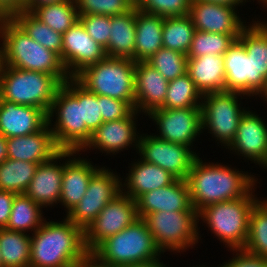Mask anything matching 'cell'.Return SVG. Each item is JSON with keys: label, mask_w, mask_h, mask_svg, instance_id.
I'll return each mask as SVG.
<instances>
[{"label": "cell", "mask_w": 267, "mask_h": 267, "mask_svg": "<svg viewBox=\"0 0 267 267\" xmlns=\"http://www.w3.org/2000/svg\"><path fill=\"white\" fill-rule=\"evenodd\" d=\"M47 123L48 115L42 109L0 98V134L4 137L30 135L40 131Z\"/></svg>", "instance_id": "cell-21"}, {"label": "cell", "mask_w": 267, "mask_h": 267, "mask_svg": "<svg viewBox=\"0 0 267 267\" xmlns=\"http://www.w3.org/2000/svg\"><path fill=\"white\" fill-rule=\"evenodd\" d=\"M236 170L221 163H203L200 157L195 160L186 182L197 212L208 205L242 198L254 188L255 176Z\"/></svg>", "instance_id": "cell-1"}, {"label": "cell", "mask_w": 267, "mask_h": 267, "mask_svg": "<svg viewBox=\"0 0 267 267\" xmlns=\"http://www.w3.org/2000/svg\"><path fill=\"white\" fill-rule=\"evenodd\" d=\"M135 64L130 58L105 57L74 78L90 92L125 101L135 109Z\"/></svg>", "instance_id": "cell-5"}, {"label": "cell", "mask_w": 267, "mask_h": 267, "mask_svg": "<svg viewBox=\"0 0 267 267\" xmlns=\"http://www.w3.org/2000/svg\"><path fill=\"white\" fill-rule=\"evenodd\" d=\"M138 217L159 211H188L192 207L186 180L176 179L172 184L142 194L137 200Z\"/></svg>", "instance_id": "cell-24"}, {"label": "cell", "mask_w": 267, "mask_h": 267, "mask_svg": "<svg viewBox=\"0 0 267 267\" xmlns=\"http://www.w3.org/2000/svg\"><path fill=\"white\" fill-rule=\"evenodd\" d=\"M76 267H116L102 262L92 252H88L76 265Z\"/></svg>", "instance_id": "cell-49"}, {"label": "cell", "mask_w": 267, "mask_h": 267, "mask_svg": "<svg viewBox=\"0 0 267 267\" xmlns=\"http://www.w3.org/2000/svg\"><path fill=\"white\" fill-rule=\"evenodd\" d=\"M105 57L104 48L88 35L80 21L63 34L60 59L70 78H74L84 68L98 63Z\"/></svg>", "instance_id": "cell-15"}, {"label": "cell", "mask_w": 267, "mask_h": 267, "mask_svg": "<svg viewBox=\"0 0 267 267\" xmlns=\"http://www.w3.org/2000/svg\"><path fill=\"white\" fill-rule=\"evenodd\" d=\"M131 164L127 178L121 184L122 192L133 200H137L142 194L172 184L177 178L170 172L148 162L138 159ZM127 182V183H126Z\"/></svg>", "instance_id": "cell-26"}, {"label": "cell", "mask_w": 267, "mask_h": 267, "mask_svg": "<svg viewBox=\"0 0 267 267\" xmlns=\"http://www.w3.org/2000/svg\"><path fill=\"white\" fill-rule=\"evenodd\" d=\"M0 40L5 66L50 74L62 84L70 78L60 56L29 37L11 17L0 18Z\"/></svg>", "instance_id": "cell-3"}, {"label": "cell", "mask_w": 267, "mask_h": 267, "mask_svg": "<svg viewBox=\"0 0 267 267\" xmlns=\"http://www.w3.org/2000/svg\"><path fill=\"white\" fill-rule=\"evenodd\" d=\"M76 153L79 155V152L68 151L69 159L67 158V161L63 162V178L59 203L67 209V214L85 195L92 175L99 169V166H93L90 160L88 161L81 157L76 158Z\"/></svg>", "instance_id": "cell-23"}, {"label": "cell", "mask_w": 267, "mask_h": 267, "mask_svg": "<svg viewBox=\"0 0 267 267\" xmlns=\"http://www.w3.org/2000/svg\"><path fill=\"white\" fill-rule=\"evenodd\" d=\"M169 81L147 61L135 64V110L146 116L164 105Z\"/></svg>", "instance_id": "cell-22"}, {"label": "cell", "mask_w": 267, "mask_h": 267, "mask_svg": "<svg viewBox=\"0 0 267 267\" xmlns=\"http://www.w3.org/2000/svg\"><path fill=\"white\" fill-rule=\"evenodd\" d=\"M136 201L121 192L111 200L84 231V246L92 252L106 238L138 219Z\"/></svg>", "instance_id": "cell-13"}, {"label": "cell", "mask_w": 267, "mask_h": 267, "mask_svg": "<svg viewBox=\"0 0 267 267\" xmlns=\"http://www.w3.org/2000/svg\"><path fill=\"white\" fill-rule=\"evenodd\" d=\"M8 158L7 138L0 134V164Z\"/></svg>", "instance_id": "cell-52"}, {"label": "cell", "mask_w": 267, "mask_h": 267, "mask_svg": "<svg viewBox=\"0 0 267 267\" xmlns=\"http://www.w3.org/2000/svg\"><path fill=\"white\" fill-rule=\"evenodd\" d=\"M138 112L133 109L125 118L103 122L93 133L90 141L81 150L98 149L102 153L116 154L127 147L134 146L138 149L139 133L136 128ZM137 132V134H136ZM137 137V138H136ZM133 143V144H132ZM116 152V153H115Z\"/></svg>", "instance_id": "cell-18"}, {"label": "cell", "mask_w": 267, "mask_h": 267, "mask_svg": "<svg viewBox=\"0 0 267 267\" xmlns=\"http://www.w3.org/2000/svg\"><path fill=\"white\" fill-rule=\"evenodd\" d=\"M122 267H168V266H166V264H163V262H160V259H156L145 263L126 265Z\"/></svg>", "instance_id": "cell-53"}, {"label": "cell", "mask_w": 267, "mask_h": 267, "mask_svg": "<svg viewBox=\"0 0 267 267\" xmlns=\"http://www.w3.org/2000/svg\"><path fill=\"white\" fill-rule=\"evenodd\" d=\"M62 85L50 74L4 66L0 73V98L37 107L48 115Z\"/></svg>", "instance_id": "cell-6"}, {"label": "cell", "mask_w": 267, "mask_h": 267, "mask_svg": "<svg viewBox=\"0 0 267 267\" xmlns=\"http://www.w3.org/2000/svg\"><path fill=\"white\" fill-rule=\"evenodd\" d=\"M258 1V0H257ZM261 3H263V7L267 8V0H259Z\"/></svg>", "instance_id": "cell-57"}, {"label": "cell", "mask_w": 267, "mask_h": 267, "mask_svg": "<svg viewBox=\"0 0 267 267\" xmlns=\"http://www.w3.org/2000/svg\"><path fill=\"white\" fill-rule=\"evenodd\" d=\"M232 91H218L203 95L201 100L202 130L208 129L217 144L226 149L234 140L239 121L247 109L240 107L239 96ZM242 108V109H241Z\"/></svg>", "instance_id": "cell-10"}, {"label": "cell", "mask_w": 267, "mask_h": 267, "mask_svg": "<svg viewBox=\"0 0 267 267\" xmlns=\"http://www.w3.org/2000/svg\"><path fill=\"white\" fill-rule=\"evenodd\" d=\"M236 39L232 35L195 31L187 57L224 55Z\"/></svg>", "instance_id": "cell-40"}, {"label": "cell", "mask_w": 267, "mask_h": 267, "mask_svg": "<svg viewBox=\"0 0 267 267\" xmlns=\"http://www.w3.org/2000/svg\"><path fill=\"white\" fill-rule=\"evenodd\" d=\"M190 3L191 0H142L136 8L162 17H176L188 15Z\"/></svg>", "instance_id": "cell-43"}, {"label": "cell", "mask_w": 267, "mask_h": 267, "mask_svg": "<svg viewBox=\"0 0 267 267\" xmlns=\"http://www.w3.org/2000/svg\"><path fill=\"white\" fill-rule=\"evenodd\" d=\"M196 29L189 15L164 17L163 47L188 54Z\"/></svg>", "instance_id": "cell-35"}, {"label": "cell", "mask_w": 267, "mask_h": 267, "mask_svg": "<svg viewBox=\"0 0 267 267\" xmlns=\"http://www.w3.org/2000/svg\"><path fill=\"white\" fill-rule=\"evenodd\" d=\"M152 233L155 245L164 254L183 252L198 243V212L192 206L188 211H159L143 217Z\"/></svg>", "instance_id": "cell-8"}, {"label": "cell", "mask_w": 267, "mask_h": 267, "mask_svg": "<svg viewBox=\"0 0 267 267\" xmlns=\"http://www.w3.org/2000/svg\"><path fill=\"white\" fill-rule=\"evenodd\" d=\"M8 158L42 164L62 150L56 144L48 123L30 135L7 138Z\"/></svg>", "instance_id": "cell-20"}, {"label": "cell", "mask_w": 267, "mask_h": 267, "mask_svg": "<svg viewBox=\"0 0 267 267\" xmlns=\"http://www.w3.org/2000/svg\"><path fill=\"white\" fill-rule=\"evenodd\" d=\"M42 207L25 194H16L12 202L10 218L6 229L33 233L45 221Z\"/></svg>", "instance_id": "cell-32"}, {"label": "cell", "mask_w": 267, "mask_h": 267, "mask_svg": "<svg viewBox=\"0 0 267 267\" xmlns=\"http://www.w3.org/2000/svg\"><path fill=\"white\" fill-rule=\"evenodd\" d=\"M88 35L102 48L108 46L111 30V16L108 15H79Z\"/></svg>", "instance_id": "cell-44"}, {"label": "cell", "mask_w": 267, "mask_h": 267, "mask_svg": "<svg viewBox=\"0 0 267 267\" xmlns=\"http://www.w3.org/2000/svg\"><path fill=\"white\" fill-rule=\"evenodd\" d=\"M67 157L68 151H61L52 160L39 164L32 181L24 192L42 208L59 203L63 178V163L61 164L60 161Z\"/></svg>", "instance_id": "cell-19"}, {"label": "cell", "mask_w": 267, "mask_h": 267, "mask_svg": "<svg viewBox=\"0 0 267 267\" xmlns=\"http://www.w3.org/2000/svg\"><path fill=\"white\" fill-rule=\"evenodd\" d=\"M191 1H200V2H210L215 4H222L230 7L236 8L237 6L244 5L243 3L246 2V0H191ZM247 2H249L247 0Z\"/></svg>", "instance_id": "cell-51"}, {"label": "cell", "mask_w": 267, "mask_h": 267, "mask_svg": "<svg viewBox=\"0 0 267 267\" xmlns=\"http://www.w3.org/2000/svg\"><path fill=\"white\" fill-rule=\"evenodd\" d=\"M259 96L263 97V100L267 102V80L264 90L259 94Z\"/></svg>", "instance_id": "cell-55"}, {"label": "cell", "mask_w": 267, "mask_h": 267, "mask_svg": "<svg viewBox=\"0 0 267 267\" xmlns=\"http://www.w3.org/2000/svg\"><path fill=\"white\" fill-rule=\"evenodd\" d=\"M240 32L238 40L255 65V96L265 88L267 80V22L252 21ZM248 27V28H247Z\"/></svg>", "instance_id": "cell-28"}, {"label": "cell", "mask_w": 267, "mask_h": 267, "mask_svg": "<svg viewBox=\"0 0 267 267\" xmlns=\"http://www.w3.org/2000/svg\"><path fill=\"white\" fill-rule=\"evenodd\" d=\"M79 15H120L133 6L128 0H75Z\"/></svg>", "instance_id": "cell-42"}, {"label": "cell", "mask_w": 267, "mask_h": 267, "mask_svg": "<svg viewBox=\"0 0 267 267\" xmlns=\"http://www.w3.org/2000/svg\"><path fill=\"white\" fill-rule=\"evenodd\" d=\"M254 189L242 198L208 205L198 212V219L208 224L207 227L229 250L243 249L245 246L249 216L260 200L253 194Z\"/></svg>", "instance_id": "cell-7"}, {"label": "cell", "mask_w": 267, "mask_h": 267, "mask_svg": "<svg viewBox=\"0 0 267 267\" xmlns=\"http://www.w3.org/2000/svg\"><path fill=\"white\" fill-rule=\"evenodd\" d=\"M63 220H45L32 233L29 267H76L88 253L84 231L66 216Z\"/></svg>", "instance_id": "cell-2"}, {"label": "cell", "mask_w": 267, "mask_h": 267, "mask_svg": "<svg viewBox=\"0 0 267 267\" xmlns=\"http://www.w3.org/2000/svg\"><path fill=\"white\" fill-rule=\"evenodd\" d=\"M225 82L227 91L255 95V65L246 49L237 39L224 54Z\"/></svg>", "instance_id": "cell-25"}, {"label": "cell", "mask_w": 267, "mask_h": 267, "mask_svg": "<svg viewBox=\"0 0 267 267\" xmlns=\"http://www.w3.org/2000/svg\"><path fill=\"white\" fill-rule=\"evenodd\" d=\"M143 135V136H142ZM140 134L138 151L140 159L158 165L177 179L186 180L195 160L199 157L192 147L156 138L153 134Z\"/></svg>", "instance_id": "cell-12"}, {"label": "cell", "mask_w": 267, "mask_h": 267, "mask_svg": "<svg viewBox=\"0 0 267 267\" xmlns=\"http://www.w3.org/2000/svg\"><path fill=\"white\" fill-rule=\"evenodd\" d=\"M30 233L0 228V255L3 267H29Z\"/></svg>", "instance_id": "cell-31"}, {"label": "cell", "mask_w": 267, "mask_h": 267, "mask_svg": "<svg viewBox=\"0 0 267 267\" xmlns=\"http://www.w3.org/2000/svg\"><path fill=\"white\" fill-rule=\"evenodd\" d=\"M202 97L194 81L185 73L169 81L165 102L161 108H201Z\"/></svg>", "instance_id": "cell-37"}, {"label": "cell", "mask_w": 267, "mask_h": 267, "mask_svg": "<svg viewBox=\"0 0 267 267\" xmlns=\"http://www.w3.org/2000/svg\"><path fill=\"white\" fill-rule=\"evenodd\" d=\"M99 167L92 175L85 195L66 217L83 231L94 221L100 211L122 192V180L110 171Z\"/></svg>", "instance_id": "cell-11"}, {"label": "cell", "mask_w": 267, "mask_h": 267, "mask_svg": "<svg viewBox=\"0 0 267 267\" xmlns=\"http://www.w3.org/2000/svg\"><path fill=\"white\" fill-rule=\"evenodd\" d=\"M92 253L102 262L116 267L153 261L162 254L146 222L140 217L122 231L106 238Z\"/></svg>", "instance_id": "cell-4"}, {"label": "cell", "mask_w": 267, "mask_h": 267, "mask_svg": "<svg viewBox=\"0 0 267 267\" xmlns=\"http://www.w3.org/2000/svg\"><path fill=\"white\" fill-rule=\"evenodd\" d=\"M235 9L222 4L191 1L188 15L197 31L232 35L237 40L247 24Z\"/></svg>", "instance_id": "cell-17"}, {"label": "cell", "mask_w": 267, "mask_h": 267, "mask_svg": "<svg viewBox=\"0 0 267 267\" xmlns=\"http://www.w3.org/2000/svg\"><path fill=\"white\" fill-rule=\"evenodd\" d=\"M31 13L52 30L61 34L67 32L71 26L79 21L75 0L44 5L35 8Z\"/></svg>", "instance_id": "cell-36"}, {"label": "cell", "mask_w": 267, "mask_h": 267, "mask_svg": "<svg viewBox=\"0 0 267 267\" xmlns=\"http://www.w3.org/2000/svg\"><path fill=\"white\" fill-rule=\"evenodd\" d=\"M64 1L65 0H24L22 10L32 12L35 8Z\"/></svg>", "instance_id": "cell-50"}, {"label": "cell", "mask_w": 267, "mask_h": 267, "mask_svg": "<svg viewBox=\"0 0 267 267\" xmlns=\"http://www.w3.org/2000/svg\"><path fill=\"white\" fill-rule=\"evenodd\" d=\"M11 18L29 35V37L43 47L52 50L61 56L63 34L52 30L31 12L22 10L16 12Z\"/></svg>", "instance_id": "cell-33"}, {"label": "cell", "mask_w": 267, "mask_h": 267, "mask_svg": "<svg viewBox=\"0 0 267 267\" xmlns=\"http://www.w3.org/2000/svg\"><path fill=\"white\" fill-rule=\"evenodd\" d=\"M15 195L14 192L0 190V228H6L8 224Z\"/></svg>", "instance_id": "cell-47"}, {"label": "cell", "mask_w": 267, "mask_h": 267, "mask_svg": "<svg viewBox=\"0 0 267 267\" xmlns=\"http://www.w3.org/2000/svg\"><path fill=\"white\" fill-rule=\"evenodd\" d=\"M136 7L129 12L111 16V30L106 57L130 58L135 61Z\"/></svg>", "instance_id": "cell-29"}, {"label": "cell", "mask_w": 267, "mask_h": 267, "mask_svg": "<svg viewBox=\"0 0 267 267\" xmlns=\"http://www.w3.org/2000/svg\"><path fill=\"white\" fill-rule=\"evenodd\" d=\"M157 125L156 138L171 143L194 146L193 142L202 131L201 108H158L148 114Z\"/></svg>", "instance_id": "cell-14"}, {"label": "cell", "mask_w": 267, "mask_h": 267, "mask_svg": "<svg viewBox=\"0 0 267 267\" xmlns=\"http://www.w3.org/2000/svg\"><path fill=\"white\" fill-rule=\"evenodd\" d=\"M0 267H3V263H2V260H1V255H0Z\"/></svg>", "instance_id": "cell-58"}, {"label": "cell", "mask_w": 267, "mask_h": 267, "mask_svg": "<svg viewBox=\"0 0 267 267\" xmlns=\"http://www.w3.org/2000/svg\"><path fill=\"white\" fill-rule=\"evenodd\" d=\"M187 73L202 95L227 91L224 55H202L188 58Z\"/></svg>", "instance_id": "cell-27"}, {"label": "cell", "mask_w": 267, "mask_h": 267, "mask_svg": "<svg viewBox=\"0 0 267 267\" xmlns=\"http://www.w3.org/2000/svg\"><path fill=\"white\" fill-rule=\"evenodd\" d=\"M63 85L81 103L82 122L93 133L103 123L98 95L87 90L75 78H69Z\"/></svg>", "instance_id": "cell-39"}, {"label": "cell", "mask_w": 267, "mask_h": 267, "mask_svg": "<svg viewBox=\"0 0 267 267\" xmlns=\"http://www.w3.org/2000/svg\"><path fill=\"white\" fill-rule=\"evenodd\" d=\"M231 251L237 252L236 255L219 267H267V258L265 257L255 255L245 249Z\"/></svg>", "instance_id": "cell-46"}, {"label": "cell", "mask_w": 267, "mask_h": 267, "mask_svg": "<svg viewBox=\"0 0 267 267\" xmlns=\"http://www.w3.org/2000/svg\"><path fill=\"white\" fill-rule=\"evenodd\" d=\"M186 54L162 47L147 62L168 81L187 73Z\"/></svg>", "instance_id": "cell-41"}, {"label": "cell", "mask_w": 267, "mask_h": 267, "mask_svg": "<svg viewBox=\"0 0 267 267\" xmlns=\"http://www.w3.org/2000/svg\"><path fill=\"white\" fill-rule=\"evenodd\" d=\"M0 73L4 68V53H3V42L0 44Z\"/></svg>", "instance_id": "cell-54"}, {"label": "cell", "mask_w": 267, "mask_h": 267, "mask_svg": "<svg viewBox=\"0 0 267 267\" xmlns=\"http://www.w3.org/2000/svg\"><path fill=\"white\" fill-rule=\"evenodd\" d=\"M246 251L267 258V199L259 200L251 210Z\"/></svg>", "instance_id": "cell-38"}, {"label": "cell", "mask_w": 267, "mask_h": 267, "mask_svg": "<svg viewBox=\"0 0 267 267\" xmlns=\"http://www.w3.org/2000/svg\"><path fill=\"white\" fill-rule=\"evenodd\" d=\"M164 17L136 8L135 62L148 61L163 47Z\"/></svg>", "instance_id": "cell-30"}, {"label": "cell", "mask_w": 267, "mask_h": 267, "mask_svg": "<svg viewBox=\"0 0 267 267\" xmlns=\"http://www.w3.org/2000/svg\"><path fill=\"white\" fill-rule=\"evenodd\" d=\"M54 115L56 122L52 125ZM48 125L62 151L81 152L92 136L82 122L81 103L64 85L57 91L48 112Z\"/></svg>", "instance_id": "cell-9"}, {"label": "cell", "mask_w": 267, "mask_h": 267, "mask_svg": "<svg viewBox=\"0 0 267 267\" xmlns=\"http://www.w3.org/2000/svg\"><path fill=\"white\" fill-rule=\"evenodd\" d=\"M38 163L7 158L0 164V190L24 194Z\"/></svg>", "instance_id": "cell-34"}, {"label": "cell", "mask_w": 267, "mask_h": 267, "mask_svg": "<svg viewBox=\"0 0 267 267\" xmlns=\"http://www.w3.org/2000/svg\"><path fill=\"white\" fill-rule=\"evenodd\" d=\"M259 115L245 111L242 115L236 136L227 147L237 155L267 168V124Z\"/></svg>", "instance_id": "cell-16"}, {"label": "cell", "mask_w": 267, "mask_h": 267, "mask_svg": "<svg viewBox=\"0 0 267 267\" xmlns=\"http://www.w3.org/2000/svg\"><path fill=\"white\" fill-rule=\"evenodd\" d=\"M129 3L132 4L133 7H137L142 0H128Z\"/></svg>", "instance_id": "cell-56"}, {"label": "cell", "mask_w": 267, "mask_h": 267, "mask_svg": "<svg viewBox=\"0 0 267 267\" xmlns=\"http://www.w3.org/2000/svg\"><path fill=\"white\" fill-rule=\"evenodd\" d=\"M24 0H0V18L12 17L22 11Z\"/></svg>", "instance_id": "cell-48"}, {"label": "cell", "mask_w": 267, "mask_h": 267, "mask_svg": "<svg viewBox=\"0 0 267 267\" xmlns=\"http://www.w3.org/2000/svg\"><path fill=\"white\" fill-rule=\"evenodd\" d=\"M98 103L103 122L125 118L133 110L127 102L108 96L98 95Z\"/></svg>", "instance_id": "cell-45"}]
</instances>
